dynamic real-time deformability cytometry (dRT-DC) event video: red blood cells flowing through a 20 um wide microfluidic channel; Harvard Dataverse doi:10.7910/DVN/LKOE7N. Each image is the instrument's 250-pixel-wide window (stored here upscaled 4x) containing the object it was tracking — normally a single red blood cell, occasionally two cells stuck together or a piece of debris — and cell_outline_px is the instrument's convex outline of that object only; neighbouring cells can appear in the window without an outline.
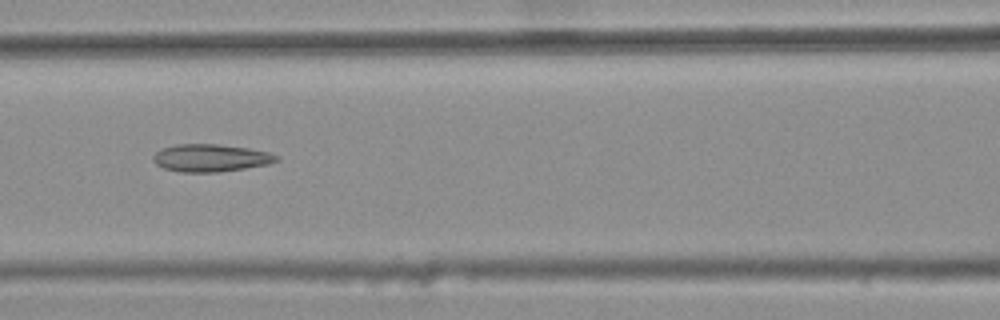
{"species": "common noctule bat (a hibernating species)", "species_latin": "Nyctalus noctula", "temperature_condition": "warm", "stored_images_in_passage": 7, "camera_frame_rate_fps": 3000, "um_per_image_px": 0.085, "animal": {"sex": "female", "body_mass_g": 25.1}, "frame": {"image": 1, "passage_image": 4, "time_ms": 1.0, "image_size_px": [1000, 320], "cell_outline_px": [[280, 160], [268, 164], [244, 168], [216, 172], [180, 172], [164, 168], [156, 164], [152, 160], [152, 156], [156, 152], [164, 148], [176, 144], [220, 144], [248, 148], [268, 152], [280, 156]], "centroid_in_image_um": [17.91, 13.42], "position_along_channel_um": 148.7, "area_um2": 19.77}}
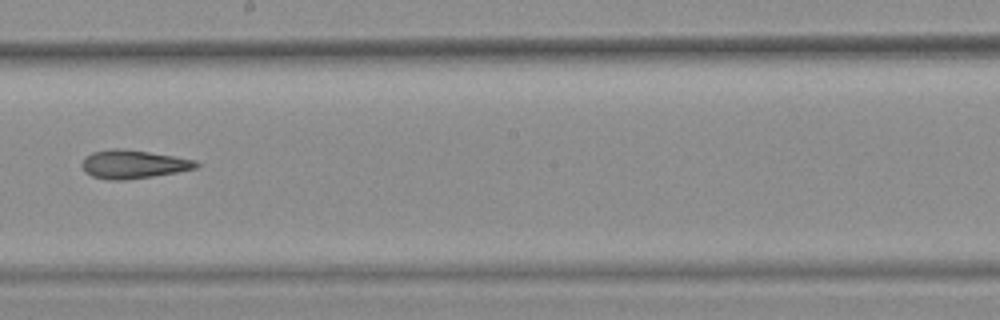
{"frame": {"image": 2, "passage_image": 6, "time_ms": 1.667, "image_size_px": [1000, 320], "cell_outline_px": [[200, 164], [196, 168], [176, 172], [152, 176], [124, 180], [112, 180], [92, 176], [84, 172], [80, 164], [92, 152], [112, 148], [120, 148], [148, 152], [196, 160]], "centroid_in_image_um": [11.31, 13.96], "position_along_channel_um": 236.9, "area_um2": 18.73}}
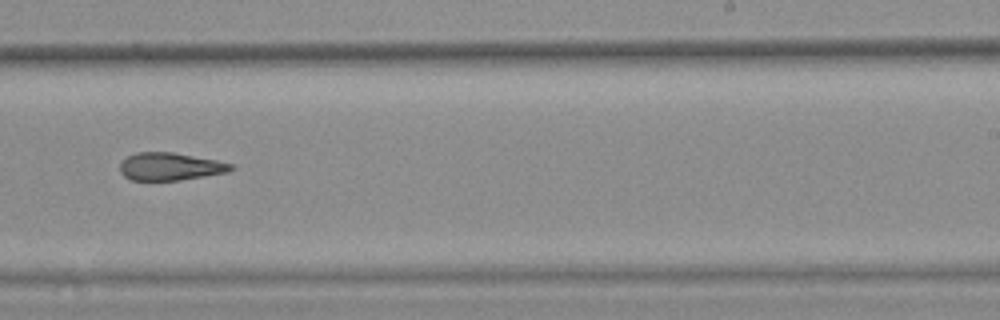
{"frame": {"image": 3, "passage_image": 7, "time_ms": 2.0, "image_size_px": [1000, 320], "cell_outline_px": [[236, 168], [228, 172], [180, 180], [132, 180], [124, 176], [120, 172], [120, 164], [128, 156], [136, 152], [172, 152], [216, 160], [232, 164]], "centroid_in_image_um": [14.47, 14.15], "position_along_channel_um": 274.5, "area_um2": 17.8}}